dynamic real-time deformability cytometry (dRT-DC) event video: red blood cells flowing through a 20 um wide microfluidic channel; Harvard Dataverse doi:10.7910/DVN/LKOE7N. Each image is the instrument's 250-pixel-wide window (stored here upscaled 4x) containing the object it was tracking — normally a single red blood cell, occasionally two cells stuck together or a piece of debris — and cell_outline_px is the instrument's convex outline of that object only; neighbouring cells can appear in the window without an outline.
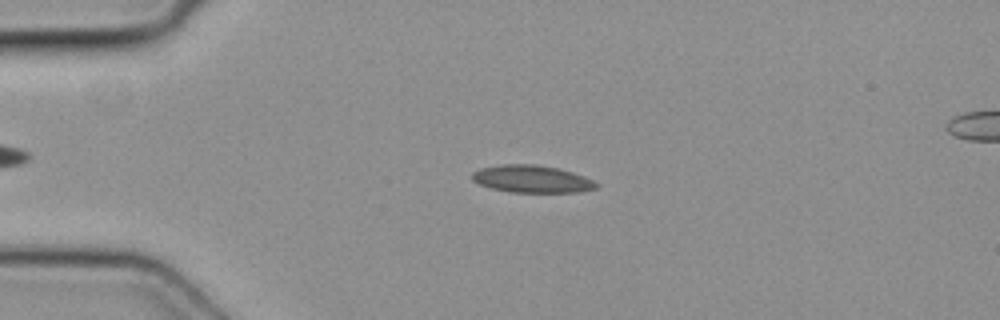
{"species": "common noctule bat (a hibernating species)", "species_latin": "Nyctalus noctula", "temperature_condition": "cold", "stored_images_in_passage": 44, "camera_frame_rate_fps": 3000, "um_per_image_px": 0.085, "animal": {"sex": "female", "body_mass_g": 19.3, "forearm_length_mm": 54.1}, "frame": {"image": 1, "passage_image": 11, "time_ms": 3.333, "image_size_px": [1000, 320], "cell_outline_px": [[600, 184], [596, 188], [580, 192], [508, 192], [492, 188], [480, 184], [472, 180], [472, 172], [480, 168], [504, 164], [536, 164], [560, 168], [584, 176]], "centroid_in_image_um": [45.22, 15.21], "position_along_channel_um": 39.8, "area_um2": 19.88}}
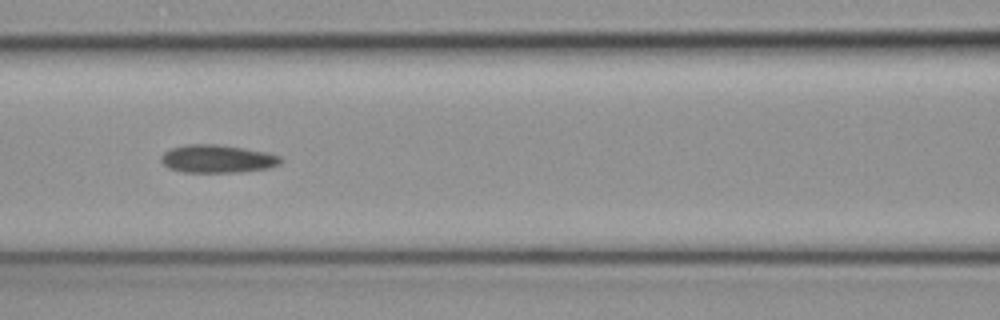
{"frame": {"image": 2, "passage_image": 21, "time_ms": 6.667, "image_size_px": [1000, 320], "cell_outline_px": [[284, 160], [280, 164], [268, 168], [236, 172], [184, 172], [168, 168], [160, 160], [160, 156], [164, 152], [172, 148], [184, 144], [216, 144], [244, 148], [268, 152], [280, 156]], "centroid_in_image_um": [18.48, 13.49], "position_along_channel_um": 148.1, "area_um2": 19.59}}
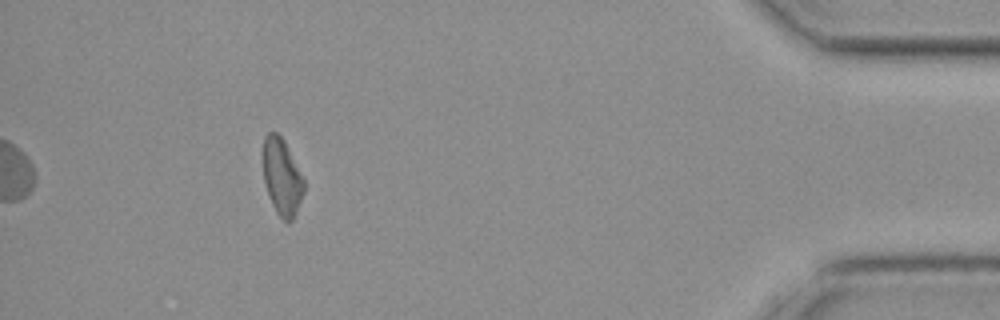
{"frame": {"image": 3, "passage_image": 44, "time_ms": 14.333, "image_size_px": [1000, 320], "cell_outline_px": [[304, 192], [296, 212], [292, 220], [288, 224], [276, 212], [272, 204], [264, 184], [260, 156], [264, 136], [268, 132], [276, 132], [284, 140], [304, 180]], "centroid_in_image_um": [23.9, 15.0], "position_along_channel_um": 411.3, "area_um2": 18.67}}